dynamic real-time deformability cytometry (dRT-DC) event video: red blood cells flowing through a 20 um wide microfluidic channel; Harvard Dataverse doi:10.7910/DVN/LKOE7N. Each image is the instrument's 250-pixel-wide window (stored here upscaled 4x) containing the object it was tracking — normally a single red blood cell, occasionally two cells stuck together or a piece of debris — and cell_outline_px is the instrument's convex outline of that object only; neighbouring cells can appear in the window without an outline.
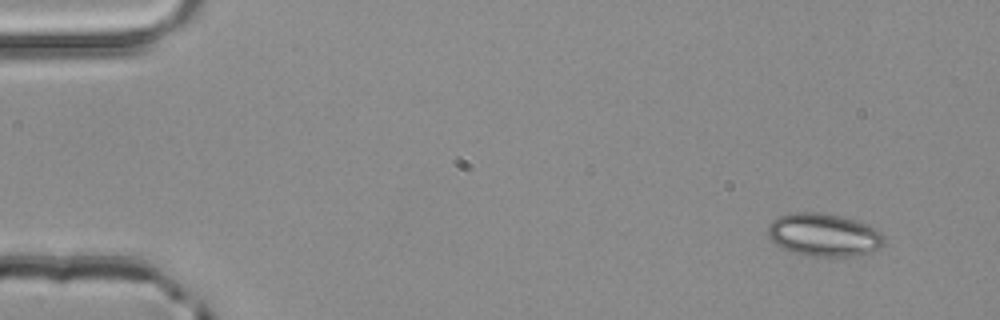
{"species": "common noctule bat (a hibernating species)", "species_latin": "Nyctalus noctula", "temperature_condition": "room temperature", "stored_images_in_passage": 3, "camera_frame_rate_fps": 3000, "um_per_image_px": 0.085, "animal": {"sex": "male", "body_mass_g": 20.4}, "frame": {"image": 1, "passage_image": 1, "time_ms": 0.0, "image_size_px": [1000, 320], "cell_outline_px": [[884, 244], [880, 248], [872, 252], [856, 256], [812, 256], [796, 252], [784, 248], [776, 244], [768, 236], [768, 224], [772, 220], [788, 212], [820, 212], [840, 216], [868, 224], [876, 228], [884, 236]], "centroid_in_image_um": [70.05, 19.95], "position_along_channel_um": 14.9, "area_um2": 29.13}}